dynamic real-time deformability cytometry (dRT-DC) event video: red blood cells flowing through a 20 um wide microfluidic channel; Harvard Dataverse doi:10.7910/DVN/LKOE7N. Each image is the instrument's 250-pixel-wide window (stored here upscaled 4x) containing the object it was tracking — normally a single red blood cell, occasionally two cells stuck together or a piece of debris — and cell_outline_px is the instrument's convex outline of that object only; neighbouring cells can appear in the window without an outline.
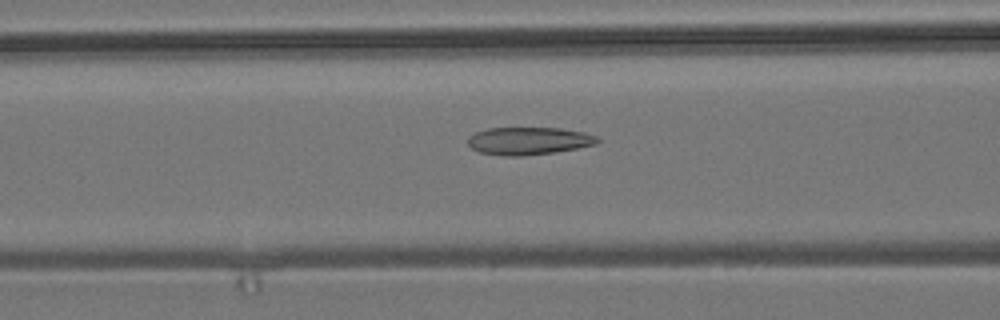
{"species": "common noctule bat (a hibernating species)", "species_latin": "Nyctalus noctula", "temperature_condition": "room temperature", "stored_images_in_passage": 55, "camera_frame_rate_fps": 3000, "um_per_image_px": 0.085, "animal": {"sex": "male", "body_mass_g": 19.2, "forearm_length_mm": 51.8}, "frame": {"image": 1, "passage_image": 22, "time_ms": 7.0, "image_size_px": [1000, 320], "cell_outline_px": [[600, 140], [596, 144], [556, 152], [524, 156], [504, 156], [480, 152], [472, 148], [468, 144], [468, 136], [476, 132], [488, 128], [560, 128], [584, 132], [596, 136]], "centroid_in_image_um": [44.93, 11.98], "position_along_channel_um": 121.7, "area_um2": 20.87}}
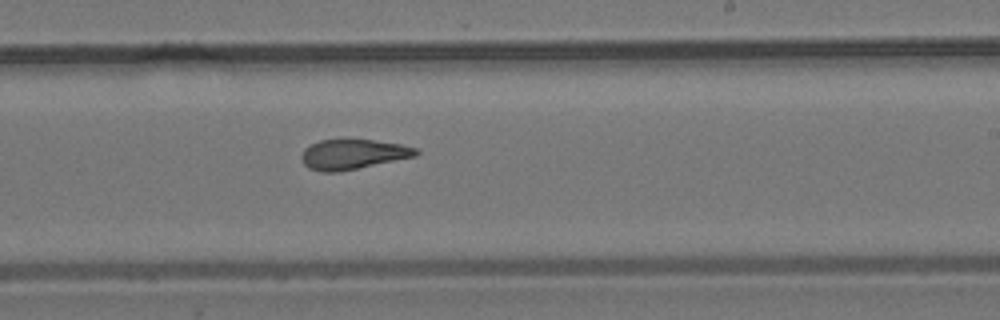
{"frame": {"image": 2, "passage_image": 33, "time_ms": 10.667, "image_size_px": [1000, 320], "cell_outline_px": [[420, 152], [416, 156], [340, 172], [320, 172], [308, 168], [304, 164], [300, 156], [304, 148], [320, 140], [372, 140], [400, 144], [416, 148]], "centroid_in_image_um": [29.98, 13.13], "position_along_channel_um": 259.0, "area_um2": 19.94}}
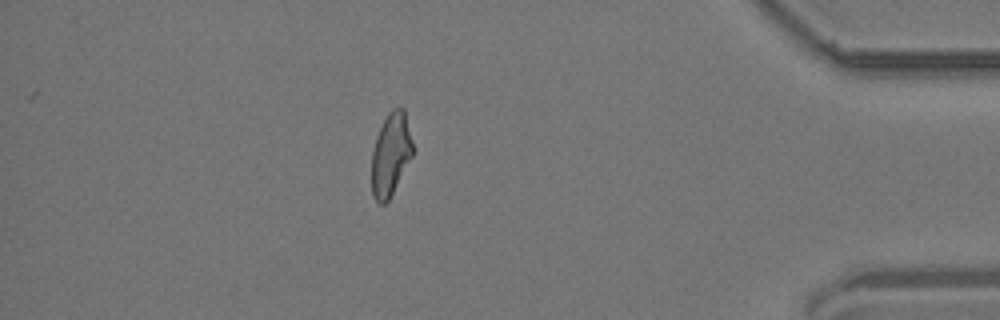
{"frame": {"image": 3, "passage_image": 48, "time_ms": 15.667, "image_size_px": [1000, 320], "cell_outline_px": [[412, 156], [388, 200], [384, 204], [380, 204], [372, 196], [372, 152], [376, 136], [388, 112], [392, 108], [404, 108], [412, 144]], "centroid_in_image_um": [33.19, 13.12], "position_along_channel_um": 402.0, "area_um2": 19.42}, "authors_computed_cell_mechanics": {"area_um2": 21.097, "velocity_mm_per_s": 3.7401, "shape_relaxation_time_tau1_ms": null, "shape_relaxation_time_tau2_ms": 1.5444, "deformation_change_tau1": null, "deformation_change_tau2": 0.0745}}